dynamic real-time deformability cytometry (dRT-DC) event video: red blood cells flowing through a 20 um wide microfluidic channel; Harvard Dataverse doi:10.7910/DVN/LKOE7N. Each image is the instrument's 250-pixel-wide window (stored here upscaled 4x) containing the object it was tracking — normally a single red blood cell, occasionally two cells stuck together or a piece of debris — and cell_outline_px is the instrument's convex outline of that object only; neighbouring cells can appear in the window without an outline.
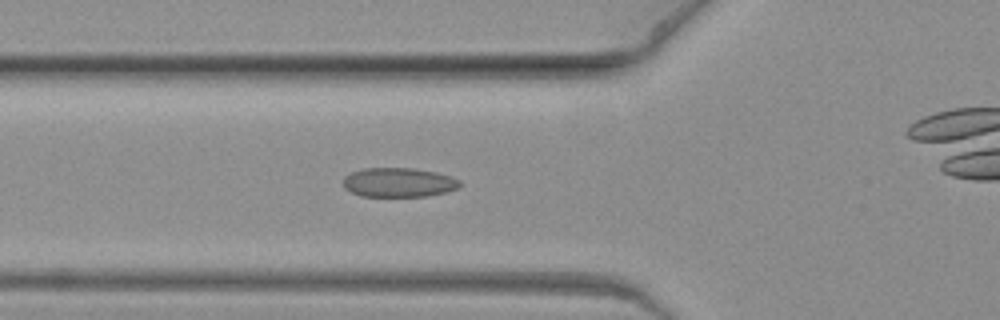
{"species": "common noctule bat (a hibernating species)", "species_latin": "Nyctalus noctula", "temperature_condition": "warm", "stored_images_in_passage": 12, "camera_frame_rate_fps": 3000, "um_per_image_px": 0.085, "animal": {"sex": "female", "body_mass_g": 19.3, "forearm_length_mm": 54.1}, "frame": {"image": 1, "passage_image": 7, "time_ms": 2.0, "image_size_px": [1000, 320], "cell_outline_px": [[460, 184], [456, 188], [444, 192], [428, 196], [360, 196], [344, 188], [344, 176], [352, 172], [364, 168], [412, 168], [436, 172], [460, 180]], "centroid_in_image_um": [33.85, 15.5], "position_along_channel_um": 92.0, "area_um2": 19.71}}
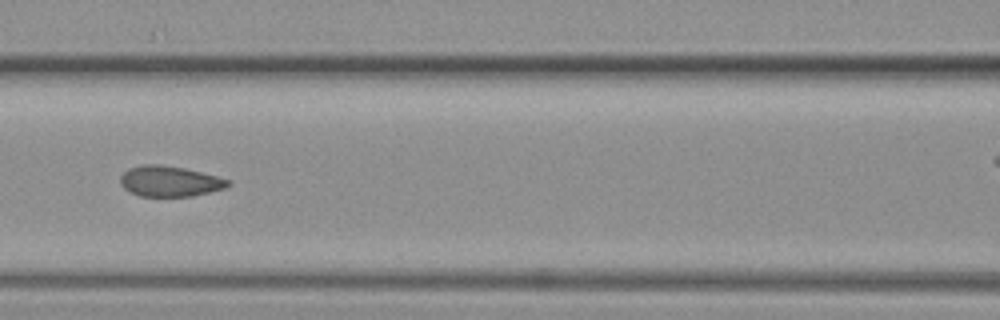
{"frame": {"image": 2, "passage_image": 9, "time_ms": 2.667, "image_size_px": [1000, 320], "cell_outline_px": [[232, 184], [224, 188], [192, 196], [140, 196], [128, 192], [120, 184], [120, 176], [128, 168], [144, 164], [160, 164], [184, 168], [232, 180]], "centroid_in_image_um": [14.4, 15.4], "position_along_channel_um": 152.2, "area_um2": 19.25}}
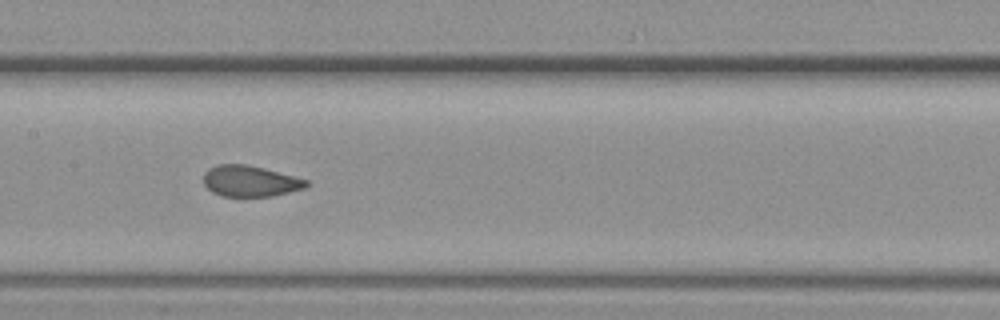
{"frame": {"image": 3, "passage_image": 10, "time_ms": 3.0, "image_size_px": [1000, 320], "cell_outline_px": [[308, 184], [304, 188], [272, 196], [220, 196], [212, 192], [204, 184], [204, 172], [208, 168], [216, 164], [248, 164], [264, 168], [308, 180]], "centroid_in_image_um": [21.22, 15.38], "position_along_channel_um": 186.2, "area_um2": 18.55}}